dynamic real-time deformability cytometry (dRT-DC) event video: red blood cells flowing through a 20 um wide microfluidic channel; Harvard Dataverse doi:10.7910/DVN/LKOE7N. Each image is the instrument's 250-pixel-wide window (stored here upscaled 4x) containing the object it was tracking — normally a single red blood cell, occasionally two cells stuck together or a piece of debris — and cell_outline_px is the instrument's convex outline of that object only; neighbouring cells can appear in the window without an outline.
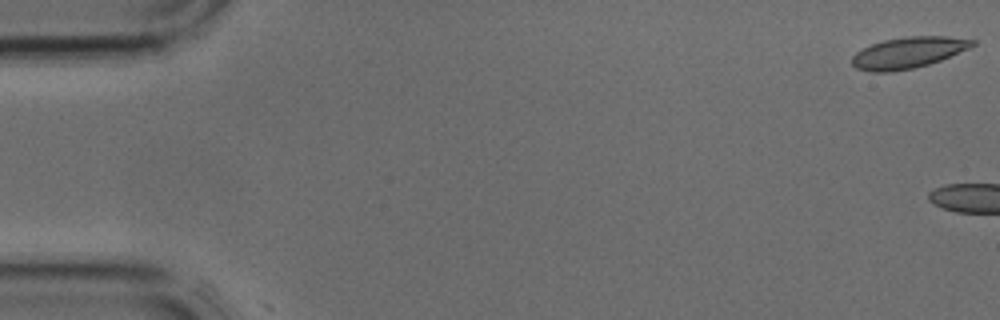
{"species": "common noctule bat (a hibernating species)", "species_latin": "Nyctalus noctula", "temperature_condition": "cold", "stored_images_in_passage": 3, "camera_frame_rate_fps": 3000, "um_per_image_px": 0.085, "animal": {"sex": "male", "body_mass_g": 17.9, "forearm_length_mm": 54.2}, "frame": {"image": 1, "passage_image": 1, "time_ms": 0.0, "image_size_px": [1000, 320], "cell_outline_px": [[976, 44], [968, 48], [940, 60], [928, 64], [912, 68], [892, 72], [868, 72], [856, 68], [852, 64], [852, 56], [856, 52], [872, 44], [884, 40], [904, 36], [948, 36], [976, 40]], "centroid_in_image_um": [77.17, 4.47], "position_along_channel_um": 7.8, "area_um2": 21.79}}